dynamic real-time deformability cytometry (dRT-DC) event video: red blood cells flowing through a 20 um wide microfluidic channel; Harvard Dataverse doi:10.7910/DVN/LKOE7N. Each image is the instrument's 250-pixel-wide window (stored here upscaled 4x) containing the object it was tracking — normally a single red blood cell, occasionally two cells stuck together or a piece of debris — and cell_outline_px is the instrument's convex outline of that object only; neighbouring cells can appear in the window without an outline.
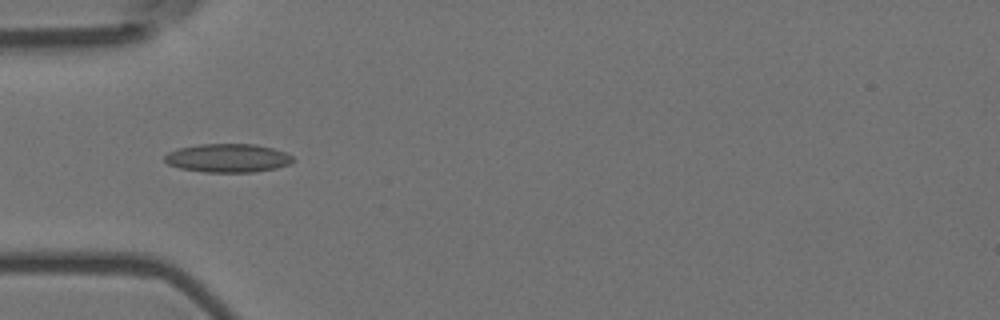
{"species": "Egyptian fruit bat (a non-hibernating species)", "species_latin": "Rousettus aegyptiacus", "temperature_condition": "room temperature", "stored_images_in_passage": 7, "camera_frame_rate_fps": 3000, "um_per_image_px": 0.085, "animal": {"sex": "female"}, "frame": {"image": 1, "passage_image": 5, "time_ms": 1.333, "image_size_px": [1000, 320], "cell_outline_px": [[292, 160], [288, 164], [276, 168], [256, 172], [204, 172], [180, 168], [168, 164], [164, 160], [164, 156], [168, 152], [176, 148], [200, 144], [256, 144], [272, 148], [284, 152], [292, 156]], "centroid_in_image_um": [19.32, 13.43], "position_along_channel_um": 65.7, "area_um2": 21.33}}
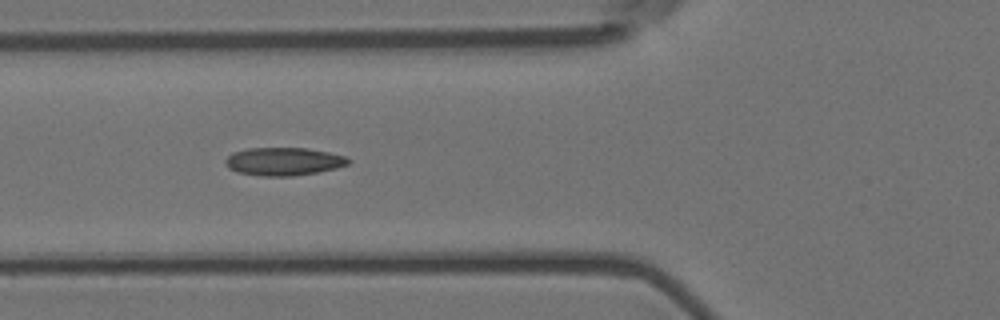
{"frame": {"image": 2, "passage_image": 6, "time_ms": 1.667, "image_size_px": [1000, 320], "cell_outline_px": [[352, 160], [348, 164], [336, 168], [316, 172], [292, 176], [260, 176], [236, 172], [228, 168], [224, 164], [224, 160], [232, 152], [248, 148], [308, 148], [348, 156]], "centroid_in_image_um": [24.09, 13.72], "position_along_channel_um": 101.7, "area_um2": 20.29}}
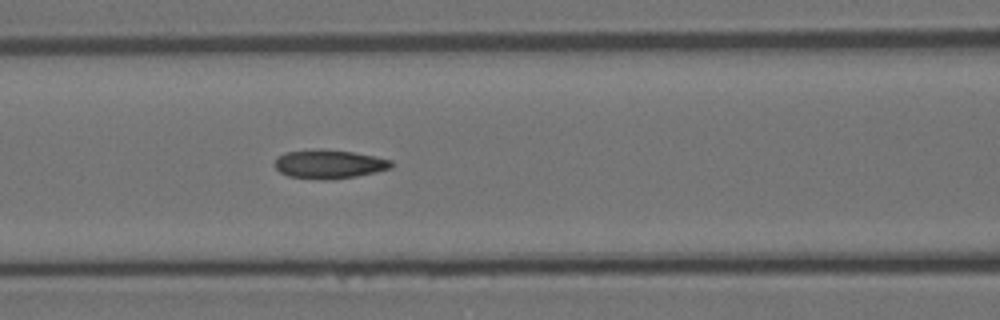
{"frame": {"image": 3, "passage_image": 7, "time_ms": 2.0, "image_size_px": [1000, 320], "cell_outline_px": [[392, 168], [376, 172], [356, 176], [332, 180], [324, 180], [288, 176], [280, 172], [272, 164], [284, 152], [352, 152], [376, 156], [392, 160]], "centroid_in_image_um": [28.02, 14.01], "position_along_channel_um": 138.6, "area_um2": 18.79}}